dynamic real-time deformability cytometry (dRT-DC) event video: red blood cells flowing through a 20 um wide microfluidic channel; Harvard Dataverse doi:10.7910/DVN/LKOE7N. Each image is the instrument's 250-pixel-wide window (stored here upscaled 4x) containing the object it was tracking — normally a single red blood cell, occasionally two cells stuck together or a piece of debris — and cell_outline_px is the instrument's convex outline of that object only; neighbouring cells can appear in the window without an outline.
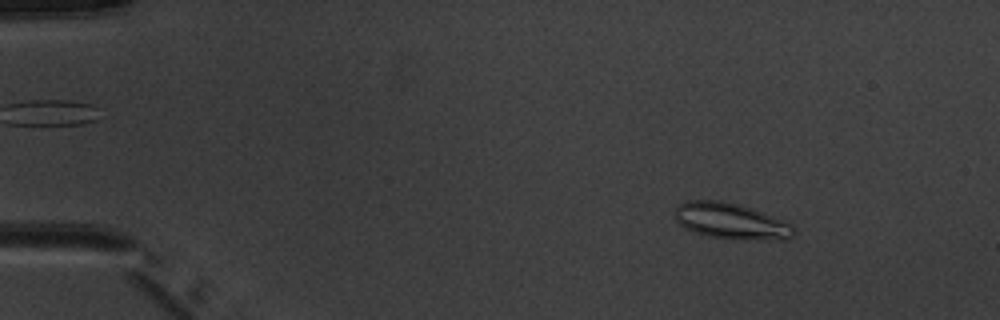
{"species": "common noctule bat (a hibernating species)", "species_latin": "Nyctalus noctula", "temperature_condition": "warm", "stored_images_in_passage": 7, "camera_frame_rate_fps": 3000, "um_per_image_px": 0.085, "animal": {"sex": "male", "body_mass_g": 20.1, "forearm_length_mm": 53.5}, "frame": {"image": 1, "passage_image": 2, "time_ms": 1.333, "image_size_px": [1000, 320], "cell_outline_px": [[796, 232], [788, 240], [736, 240], [708, 236], [684, 228], [676, 220], [676, 204], [684, 200], [720, 200], [740, 204], [752, 208], [784, 220], [796, 228]], "centroid_in_image_um": [62.17, 18.8], "position_along_channel_um": 22.8, "area_um2": 25.49}}
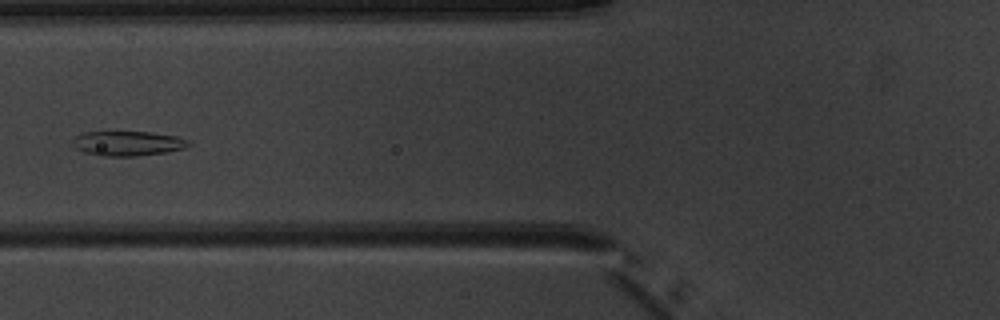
{"frame": {"image": 2, "passage_image": 6, "time_ms": 6.0, "image_size_px": [1000, 320], "cell_outline_px": [[192, 144], [184, 148], [164, 152], [136, 156], [100, 156], [84, 152], [76, 148], [68, 140], [84, 132], [148, 132], [176, 136], [188, 140]], "centroid_in_image_um": [10.8, 12.19], "position_along_channel_um": 115.0, "area_um2": 16.7}}